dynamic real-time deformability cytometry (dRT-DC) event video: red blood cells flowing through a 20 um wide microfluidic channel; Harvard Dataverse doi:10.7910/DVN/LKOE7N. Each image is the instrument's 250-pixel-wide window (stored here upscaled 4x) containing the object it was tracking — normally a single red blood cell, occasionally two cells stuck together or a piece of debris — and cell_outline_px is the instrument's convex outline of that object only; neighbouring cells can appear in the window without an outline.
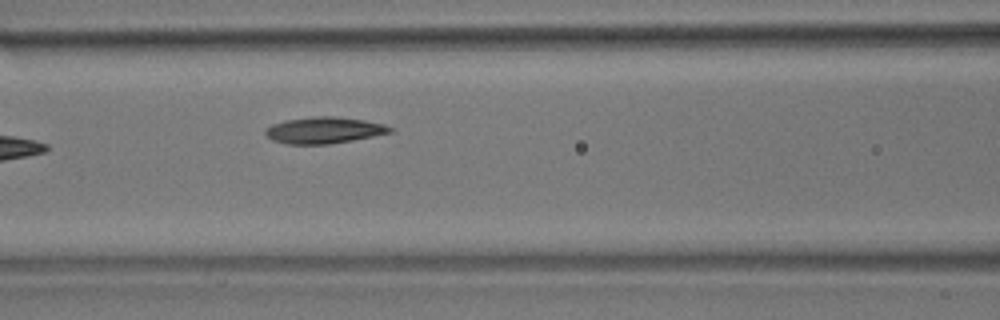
{"species": "common noctule bat (a hibernating species)", "species_latin": "Nyctalus noctula", "temperature_condition": "room temperature", "stored_images_in_passage": 4, "camera_frame_rate_fps": 3000, "um_per_image_px": 0.085, "animal": {"sex": "male", "body_mass_g": 17.9}, "frame": {"image": 1, "passage_image": 4, "time_ms": 3.667, "image_size_px": [1000, 320], "cell_outline_px": [[392, 132], [352, 140], [328, 144], [288, 144], [272, 140], [264, 136], [264, 128], [272, 124], [284, 120], [312, 116], [332, 116], [364, 120], [384, 124], [392, 128]], "centroid_in_image_um": [27.46, 11.06], "position_along_channel_um": 139.1, "area_um2": 19.25}}